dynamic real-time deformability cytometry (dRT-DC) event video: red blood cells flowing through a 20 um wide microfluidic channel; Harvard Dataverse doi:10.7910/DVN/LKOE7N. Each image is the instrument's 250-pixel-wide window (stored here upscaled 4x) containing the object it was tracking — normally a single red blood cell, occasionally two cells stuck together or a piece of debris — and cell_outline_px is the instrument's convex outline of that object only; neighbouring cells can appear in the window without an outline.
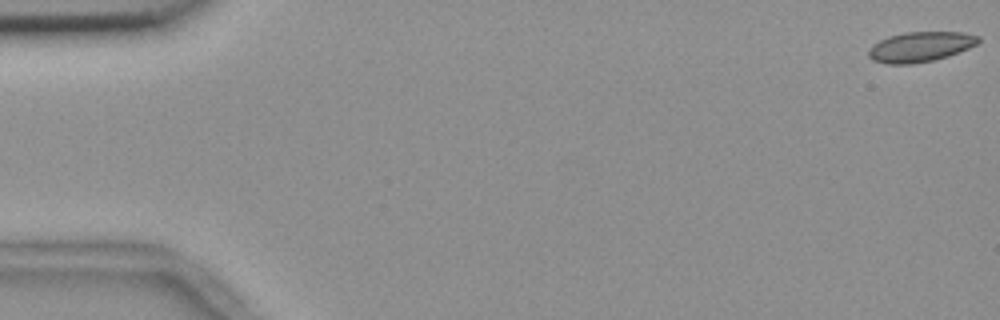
{"species": "common noctule bat (a hibernating species)", "species_latin": "Nyctalus noctula", "temperature_condition": "room temperature", "stored_images_in_passage": 15, "camera_frame_rate_fps": 3000, "um_per_image_px": 0.085, "animal": {"sex": "female", "body_mass_g": 18.4}, "frame": {"image": 1, "passage_image": 1, "time_ms": 0.0, "image_size_px": [1000, 320], "cell_outline_px": [[980, 40], [976, 44], [968, 48], [948, 56], [932, 60], [912, 64], [888, 64], [872, 60], [868, 56], [868, 48], [872, 44], [888, 36], [908, 32], [964, 32], [980, 36]], "centroid_in_image_um": [78.2, 3.97], "position_along_channel_um": 6.8, "area_um2": 19.25}}
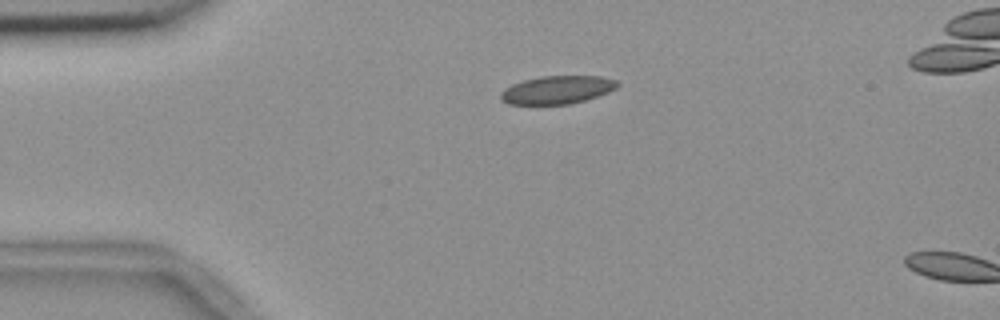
{"frame": {"image": 2, "passage_image": 13, "time_ms": 4.0, "image_size_px": [1000, 320], "cell_outline_px": [[620, 84], [616, 88], [608, 92], [584, 100], [568, 104], [508, 104], [500, 100], [500, 92], [504, 88], [512, 84], [524, 80], [540, 76], [600, 76], [616, 80]], "centroid_in_image_um": [47.33, 7.63], "position_along_channel_um": 37.7, "area_um2": 19.07}}